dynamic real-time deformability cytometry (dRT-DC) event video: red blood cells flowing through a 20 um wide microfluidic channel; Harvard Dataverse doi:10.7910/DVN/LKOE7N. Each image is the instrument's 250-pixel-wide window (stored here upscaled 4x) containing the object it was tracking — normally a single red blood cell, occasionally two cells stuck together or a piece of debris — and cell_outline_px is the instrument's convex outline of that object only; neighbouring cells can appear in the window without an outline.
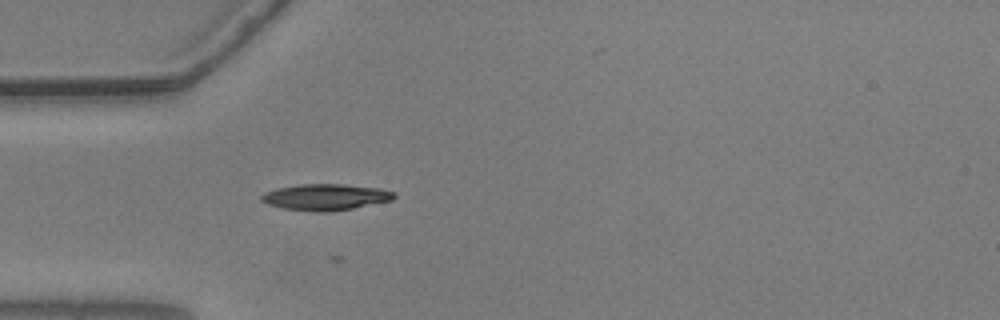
{"species": "common noctule bat (a hibernating species)", "species_latin": "Nyctalus noctula", "temperature_condition": "warm", "stored_images_in_passage": 5, "camera_frame_rate_fps": 3000, "um_per_image_px": 0.085, "animal": {"sex": "male", "body_mass_g": 20.5, "forearm_length_mm": 52.5}, "frame": {"image": 1, "passage_image": 1, "time_ms": 0.0, "image_size_px": [1000, 320], "cell_outline_px": [[396, 196], [392, 200], [352, 208], [328, 212], [316, 212], [284, 208], [268, 204], [260, 200], [260, 196], [264, 192], [276, 188], [300, 184], [344, 184], [380, 188], [396, 192]], "centroid_in_image_um": [27.67, 16.74], "position_along_channel_um": 57.3, "area_um2": 20.35}}